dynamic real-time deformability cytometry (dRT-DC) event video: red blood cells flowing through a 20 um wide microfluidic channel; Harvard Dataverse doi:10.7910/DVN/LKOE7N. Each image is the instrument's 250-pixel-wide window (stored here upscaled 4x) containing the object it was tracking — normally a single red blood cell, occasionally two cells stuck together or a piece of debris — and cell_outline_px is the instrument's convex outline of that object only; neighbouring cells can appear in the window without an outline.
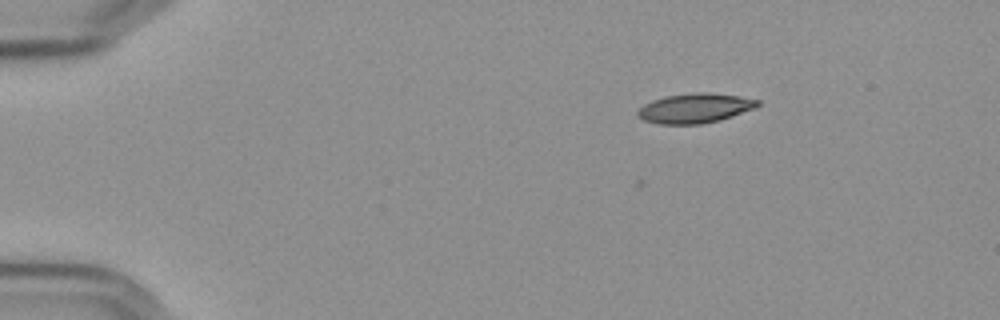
{"species": "Egyptian fruit bat (a non-hibernating species)", "species_latin": "Rousettus aegyptiacus", "temperature_condition": "cold", "stored_images_in_passage": 49, "camera_frame_rate_fps": 3000, "um_per_image_px": 0.085, "frame": {"image": 1, "passage_image": 1, "time_ms": 0.0, "image_size_px": [1000, 320], "cell_outline_px": [[760, 104], [756, 108], [720, 120], [700, 124], [660, 124], [644, 120], [636, 116], [636, 112], [644, 104], [652, 100], [664, 96], [692, 92], [708, 92], [740, 96], [760, 100]], "centroid_in_image_um": [59.07, 9.19], "position_along_channel_um": 25.9, "area_um2": 20.92}}
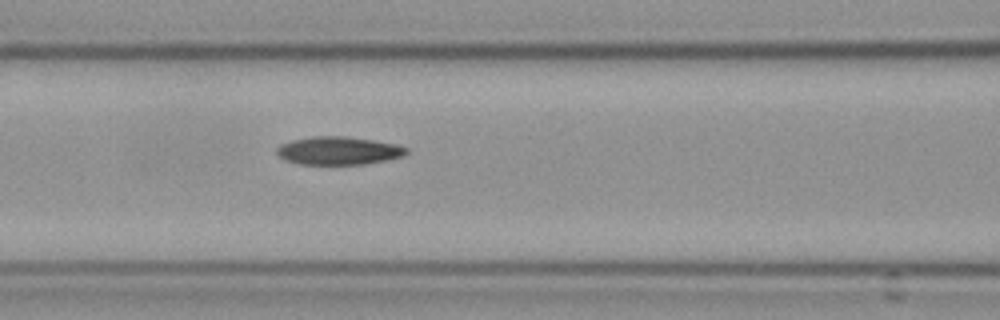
{"frame": {"image": 2, "passage_image": 17, "time_ms": 5.333, "image_size_px": [1000, 320], "cell_outline_px": [[408, 152], [404, 156], [388, 160], [364, 164], [300, 164], [284, 160], [276, 152], [276, 148], [280, 144], [292, 140], [312, 136], [344, 136], [372, 140], [396, 144], [408, 148]], "centroid_in_image_um": [28.77, 12.81], "position_along_channel_um": 137.8, "area_um2": 21.27}}
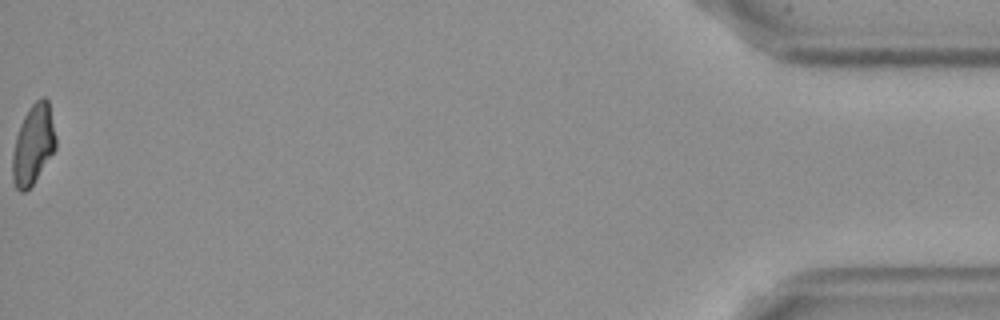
{"frame": {"image": 3, "passage_image": 49, "time_ms": 16.0, "image_size_px": [1000, 320], "cell_outline_px": [[56, 148], [32, 184], [24, 192], [20, 192], [16, 188], [12, 180], [12, 152], [16, 136], [20, 124], [28, 108], [40, 96], [44, 96], [48, 100], [56, 136]], "centroid_in_image_um": [2.81, 12.26], "position_along_channel_um": 432.4, "area_um2": 20.11}, "authors_computed_cell_mechanics": {"area_um2": 21.097, "velocity_mm_per_s": 3.6183, "shape_relaxation_time_tau1_ms": 9.4492, "shape_relaxation_time_tau2_ms": 5.4262, "deformation_change_tau1": 0.2016, "deformation_change_tau2": 0.1116}}